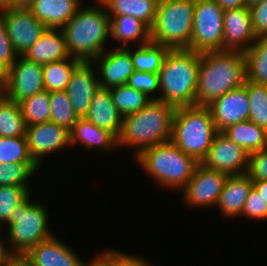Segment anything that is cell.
Masks as SVG:
<instances>
[{
  "label": "cell",
  "mask_w": 267,
  "mask_h": 266,
  "mask_svg": "<svg viewBox=\"0 0 267 266\" xmlns=\"http://www.w3.org/2000/svg\"><path fill=\"white\" fill-rule=\"evenodd\" d=\"M246 58L241 51L201 53L196 87V105L207 107L225 93L244 85Z\"/></svg>",
  "instance_id": "6da1fadb"
},
{
  "label": "cell",
  "mask_w": 267,
  "mask_h": 266,
  "mask_svg": "<svg viewBox=\"0 0 267 266\" xmlns=\"http://www.w3.org/2000/svg\"><path fill=\"white\" fill-rule=\"evenodd\" d=\"M176 107L152 99L145 107L122 117L119 147L135 148L134 157L157 144L171 140L172 121Z\"/></svg>",
  "instance_id": "7a4b0ae2"
},
{
  "label": "cell",
  "mask_w": 267,
  "mask_h": 266,
  "mask_svg": "<svg viewBox=\"0 0 267 266\" xmlns=\"http://www.w3.org/2000/svg\"><path fill=\"white\" fill-rule=\"evenodd\" d=\"M95 4L80 7L61 28L69 56L82 62H92L108 49L105 47L110 38V16L99 0Z\"/></svg>",
  "instance_id": "3957f363"
},
{
  "label": "cell",
  "mask_w": 267,
  "mask_h": 266,
  "mask_svg": "<svg viewBox=\"0 0 267 266\" xmlns=\"http://www.w3.org/2000/svg\"><path fill=\"white\" fill-rule=\"evenodd\" d=\"M201 53L188 50H169L159 76V100L175 107L196 105Z\"/></svg>",
  "instance_id": "277c9868"
},
{
  "label": "cell",
  "mask_w": 267,
  "mask_h": 266,
  "mask_svg": "<svg viewBox=\"0 0 267 266\" xmlns=\"http://www.w3.org/2000/svg\"><path fill=\"white\" fill-rule=\"evenodd\" d=\"M134 160L155 184L180 192L200 164L195 158L182 152L171 140L142 151Z\"/></svg>",
  "instance_id": "5b68a950"
},
{
  "label": "cell",
  "mask_w": 267,
  "mask_h": 266,
  "mask_svg": "<svg viewBox=\"0 0 267 266\" xmlns=\"http://www.w3.org/2000/svg\"><path fill=\"white\" fill-rule=\"evenodd\" d=\"M217 133L208 107L197 105L176 107L171 141L186 155L201 163Z\"/></svg>",
  "instance_id": "8992f818"
},
{
  "label": "cell",
  "mask_w": 267,
  "mask_h": 266,
  "mask_svg": "<svg viewBox=\"0 0 267 266\" xmlns=\"http://www.w3.org/2000/svg\"><path fill=\"white\" fill-rule=\"evenodd\" d=\"M196 0H159L150 40L170 50L188 49L191 44Z\"/></svg>",
  "instance_id": "52a82bcc"
},
{
  "label": "cell",
  "mask_w": 267,
  "mask_h": 266,
  "mask_svg": "<svg viewBox=\"0 0 267 266\" xmlns=\"http://www.w3.org/2000/svg\"><path fill=\"white\" fill-rule=\"evenodd\" d=\"M45 207L29 197L11 213L4 225H8L5 242H8L7 247L12 254H26L32 247L54 235L48 227L49 212Z\"/></svg>",
  "instance_id": "ba28073f"
},
{
  "label": "cell",
  "mask_w": 267,
  "mask_h": 266,
  "mask_svg": "<svg viewBox=\"0 0 267 266\" xmlns=\"http://www.w3.org/2000/svg\"><path fill=\"white\" fill-rule=\"evenodd\" d=\"M223 12L214 0H196L189 50L198 53L223 50Z\"/></svg>",
  "instance_id": "9c48e42d"
},
{
  "label": "cell",
  "mask_w": 267,
  "mask_h": 266,
  "mask_svg": "<svg viewBox=\"0 0 267 266\" xmlns=\"http://www.w3.org/2000/svg\"><path fill=\"white\" fill-rule=\"evenodd\" d=\"M3 95L19 103L45 91L43 65L18 55L10 70L0 79Z\"/></svg>",
  "instance_id": "30bf717a"
},
{
  "label": "cell",
  "mask_w": 267,
  "mask_h": 266,
  "mask_svg": "<svg viewBox=\"0 0 267 266\" xmlns=\"http://www.w3.org/2000/svg\"><path fill=\"white\" fill-rule=\"evenodd\" d=\"M0 16L18 55H23L47 29L27 7L0 8Z\"/></svg>",
  "instance_id": "8fae6325"
},
{
  "label": "cell",
  "mask_w": 267,
  "mask_h": 266,
  "mask_svg": "<svg viewBox=\"0 0 267 266\" xmlns=\"http://www.w3.org/2000/svg\"><path fill=\"white\" fill-rule=\"evenodd\" d=\"M228 174L205 168L199 164L192 178L182 189L183 202L191 207H216Z\"/></svg>",
  "instance_id": "7c38bea8"
},
{
  "label": "cell",
  "mask_w": 267,
  "mask_h": 266,
  "mask_svg": "<svg viewBox=\"0 0 267 266\" xmlns=\"http://www.w3.org/2000/svg\"><path fill=\"white\" fill-rule=\"evenodd\" d=\"M249 153L231 141L223 132H218L207 155L201 161L205 168L232 175L247 173Z\"/></svg>",
  "instance_id": "4fadbf2b"
},
{
  "label": "cell",
  "mask_w": 267,
  "mask_h": 266,
  "mask_svg": "<svg viewBox=\"0 0 267 266\" xmlns=\"http://www.w3.org/2000/svg\"><path fill=\"white\" fill-rule=\"evenodd\" d=\"M26 139L30 157L39 167L45 160L44 156L71 147L69 130L53 122L27 126Z\"/></svg>",
  "instance_id": "5bb4252c"
},
{
  "label": "cell",
  "mask_w": 267,
  "mask_h": 266,
  "mask_svg": "<svg viewBox=\"0 0 267 266\" xmlns=\"http://www.w3.org/2000/svg\"><path fill=\"white\" fill-rule=\"evenodd\" d=\"M92 63L99 72V85L102 89L127 84L129 77L135 71L131 57V46L107 49Z\"/></svg>",
  "instance_id": "9a60e30c"
},
{
  "label": "cell",
  "mask_w": 267,
  "mask_h": 266,
  "mask_svg": "<svg viewBox=\"0 0 267 266\" xmlns=\"http://www.w3.org/2000/svg\"><path fill=\"white\" fill-rule=\"evenodd\" d=\"M92 62H81L74 70L66 92L78 118L88 113L95 93L100 89L98 72Z\"/></svg>",
  "instance_id": "2e32d148"
},
{
  "label": "cell",
  "mask_w": 267,
  "mask_h": 266,
  "mask_svg": "<svg viewBox=\"0 0 267 266\" xmlns=\"http://www.w3.org/2000/svg\"><path fill=\"white\" fill-rule=\"evenodd\" d=\"M218 132L229 126L249 120V96L243 85L222 95L207 106Z\"/></svg>",
  "instance_id": "e0dca14e"
},
{
  "label": "cell",
  "mask_w": 267,
  "mask_h": 266,
  "mask_svg": "<svg viewBox=\"0 0 267 266\" xmlns=\"http://www.w3.org/2000/svg\"><path fill=\"white\" fill-rule=\"evenodd\" d=\"M223 26V50L245 52L257 39L249 6L225 10Z\"/></svg>",
  "instance_id": "ac0fdd59"
},
{
  "label": "cell",
  "mask_w": 267,
  "mask_h": 266,
  "mask_svg": "<svg viewBox=\"0 0 267 266\" xmlns=\"http://www.w3.org/2000/svg\"><path fill=\"white\" fill-rule=\"evenodd\" d=\"M53 235L32 247L25 255L36 266H83V260L73 249ZM69 246V247H68Z\"/></svg>",
  "instance_id": "d6986e66"
},
{
  "label": "cell",
  "mask_w": 267,
  "mask_h": 266,
  "mask_svg": "<svg viewBox=\"0 0 267 266\" xmlns=\"http://www.w3.org/2000/svg\"><path fill=\"white\" fill-rule=\"evenodd\" d=\"M81 0H34L27 8L47 28L61 29L82 6Z\"/></svg>",
  "instance_id": "ffe728a7"
},
{
  "label": "cell",
  "mask_w": 267,
  "mask_h": 266,
  "mask_svg": "<svg viewBox=\"0 0 267 266\" xmlns=\"http://www.w3.org/2000/svg\"><path fill=\"white\" fill-rule=\"evenodd\" d=\"M253 187V181L247 174L228 176L217 209L226 218L241 217L244 203Z\"/></svg>",
  "instance_id": "44dd1931"
},
{
  "label": "cell",
  "mask_w": 267,
  "mask_h": 266,
  "mask_svg": "<svg viewBox=\"0 0 267 266\" xmlns=\"http://www.w3.org/2000/svg\"><path fill=\"white\" fill-rule=\"evenodd\" d=\"M22 56L42 65L68 59L70 56L63 31L61 29L47 28Z\"/></svg>",
  "instance_id": "7402d4cb"
},
{
  "label": "cell",
  "mask_w": 267,
  "mask_h": 266,
  "mask_svg": "<svg viewBox=\"0 0 267 266\" xmlns=\"http://www.w3.org/2000/svg\"><path fill=\"white\" fill-rule=\"evenodd\" d=\"M69 135L71 147L82 144L86 150L95 148L104 152L118 148L117 138L111 132L97 127L85 117L78 118Z\"/></svg>",
  "instance_id": "603a6c76"
},
{
  "label": "cell",
  "mask_w": 267,
  "mask_h": 266,
  "mask_svg": "<svg viewBox=\"0 0 267 266\" xmlns=\"http://www.w3.org/2000/svg\"><path fill=\"white\" fill-rule=\"evenodd\" d=\"M86 119L97 127L111 132L118 138L122 127V116L115 107L109 89L100 88L94 95Z\"/></svg>",
  "instance_id": "cb8c5ba5"
},
{
  "label": "cell",
  "mask_w": 267,
  "mask_h": 266,
  "mask_svg": "<svg viewBox=\"0 0 267 266\" xmlns=\"http://www.w3.org/2000/svg\"><path fill=\"white\" fill-rule=\"evenodd\" d=\"M110 25V38L119 42V47L132 46L131 42L136 46H141L151 41L150 29L135 17L110 16Z\"/></svg>",
  "instance_id": "d4e9b609"
},
{
  "label": "cell",
  "mask_w": 267,
  "mask_h": 266,
  "mask_svg": "<svg viewBox=\"0 0 267 266\" xmlns=\"http://www.w3.org/2000/svg\"><path fill=\"white\" fill-rule=\"evenodd\" d=\"M109 16H132L149 29L154 25L159 0H99Z\"/></svg>",
  "instance_id": "484cf974"
},
{
  "label": "cell",
  "mask_w": 267,
  "mask_h": 266,
  "mask_svg": "<svg viewBox=\"0 0 267 266\" xmlns=\"http://www.w3.org/2000/svg\"><path fill=\"white\" fill-rule=\"evenodd\" d=\"M223 133L249 154L267 147V130L250 120L231 125Z\"/></svg>",
  "instance_id": "4316f807"
},
{
  "label": "cell",
  "mask_w": 267,
  "mask_h": 266,
  "mask_svg": "<svg viewBox=\"0 0 267 266\" xmlns=\"http://www.w3.org/2000/svg\"><path fill=\"white\" fill-rule=\"evenodd\" d=\"M170 49L168 47L149 42L145 45L131 47V57L135 71L158 74L163 60Z\"/></svg>",
  "instance_id": "83f0119b"
},
{
  "label": "cell",
  "mask_w": 267,
  "mask_h": 266,
  "mask_svg": "<svg viewBox=\"0 0 267 266\" xmlns=\"http://www.w3.org/2000/svg\"><path fill=\"white\" fill-rule=\"evenodd\" d=\"M82 61L69 57L65 60L50 62L43 65V77L45 91L66 90L73 70Z\"/></svg>",
  "instance_id": "f1b7e54d"
},
{
  "label": "cell",
  "mask_w": 267,
  "mask_h": 266,
  "mask_svg": "<svg viewBox=\"0 0 267 266\" xmlns=\"http://www.w3.org/2000/svg\"><path fill=\"white\" fill-rule=\"evenodd\" d=\"M246 79L267 85V37H259L244 52Z\"/></svg>",
  "instance_id": "f546056e"
},
{
  "label": "cell",
  "mask_w": 267,
  "mask_h": 266,
  "mask_svg": "<svg viewBox=\"0 0 267 266\" xmlns=\"http://www.w3.org/2000/svg\"><path fill=\"white\" fill-rule=\"evenodd\" d=\"M26 128L20 104L3 95L0 98V137L26 136Z\"/></svg>",
  "instance_id": "4dcf8cb0"
},
{
  "label": "cell",
  "mask_w": 267,
  "mask_h": 266,
  "mask_svg": "<svg viewBox=\"0 0 267 266\" xmlns=\"http://www.w3.org/2000/svg\"><path fill=\"white\" fill-rule=\"evenodd\" d=\"M115 107L122 117L136 113L145 107L152 98L128 84L109 88Z\"/></svg>",
  "instance_id": "1f68e13d"
},
{
  "label": "cell",
  "mask_w": 267,
  "mask_h": 266,
  "mask_svg": "<svg viewBox=\"0 0 267 266\" xmlns=\"http://www.w3.org/2000/svg\"><path fill=\"white\" fill-rule=\"evenodd\" d=\"M26 126L50 122L49 92L43 91L19 102Z\"/></svg>",
  "instance_id": "d6a6232c"
},
{
  "label": "cell",
  "mask_w": 267,
  "mask_h": 266,
  "mask_svg": "<svg viewBox=\"0 0 267 266\" xmlns=\"http://www.w3.org/2000/svg\"><path fill=\"white\" fill-rule=\"evenodd\" d=\"M249 96V120L267 130V85L245 80Z\"/></svg>",
  "instance_id": "836d02e7"
},
{
  "label": "cell",
  "mask_w": 267,
  "mask_h": 266,
  "mask_svg": "<svg viewBox=\"0 0 267 266\" xmlns=\"http://www.w3.org/2000/svg\"><path fill=\"white\" fill-rule=\"evenodd\" d=\"M49 98L51 106L50 122L70 131L77 122L78 117L73 111L66 90L49 92Z\"/></svg>",
  "instance_id": "e575fe53"
},
{
  "label": "cell",
  "mask_w": 267,
  "mask_h": 266,
  "mask_svg": "<svg viewBox=\"0 0 267 266\" xmlns=\"http://www.w3.org/2000/svg\"><path fill=\"white\" fill-rule=\"evenodd\" d=\"M38 169L36 163H0V186H23L31 191L27 180Z\"/></svg>",
  "instance_id": "d590c367"
},
{
  "label": "cell",
  "mask_w": 267,
  "mask_h": 266,
  "mask_svg": "<svg viewBox=\"0 0 267 266\" xmlns=\"http://www.w3.org/2000/svg\"><path fill=\"white\" fill-rule=\"evenodd\" d=\"M0 163H35L30 157L26 136L0 137Z\"/></svg>",
  "instance_id": "8d00e7d4"
},
{
  "label": "cell",
  "mask_w": 267,
  "mask_h": 266,
  "mask_svg": "<svg viewBox=\"0 0 267 266\" xmlns=\"http://www.w3.org/2000/svg\"><path fill=\"white\" fill-rule=\"evenodd\" d=\"M30 196L31 192L26 187L0 186V229L9 220L11 213Z\"/></svg>",
  "instance_id": "74e56055"
},
{
  "label": "cell",
  "mask_w": 267,
  "mask_h": 266,
  "mask_svg": "<svg viewBox=\"0 0 267 266\" xmlns=\"http://www.w3.org/2000/svg\"><path fill=\"white\" fill-rule=\"evenodd\" d=\"M127 84L136 90L142 91L149 98L152 97V99L159 100L160 85L158 74L134 71V73L129 77Z\"/></svg>",
  "instance_id": "f35d334b"
},
{
  "label": "cell",
  "mask_w": 267,
  "mask_h": 266,
  "mask_svg": "<svg viewBox=\"0 0 267 266\" xmlns=\"http://www.w3.org/2000/svg\"><path fill=\"white\" fill-rule=\"evenodd\" d=\"M18 54L13 49L5 22L0 16V79L10 70Z\"/></svg>",
  "instance_id": "ab89813d"
},
{
  "label": "cell",
  "mask_w": 267,
  "mask_h": 266,
  "mask_svg": "<svg viewBox=\"0 0 267 266\" xmlns=\"http://www.w3.org/2000/svg\"><path fill=\"white\" fill-rule=\"evenodd\" d=\"M241 216H245L250 220L264 221L267 219V203L254 187H252L244 203Z\"/></svg>",
  "instance_id": "60d3db41"
},
{
  "label": "cell",
  "mask_w": 267,
  "mask_h": 266,
  "mask_svg": "<svg viewBox=\"0 0 267 266\" xmlns=\"http://www.w3.org/2000/svg\"><path fill=\"white\" fill-rule=\"evenodd\" d=\"M246 174L252 181L267 180V147L249 154Z\"/></svg>",
  "instance_id": "b9f144b4"
},
{
  "label": "cell",
  "mask_w": 267,
  "mask_h": 266,
  "mask_svg": "<svg viewBox=\"0 0 267 266\" xmlns=\"http://www.w3.org/2000/svg\"><path fill=\"white\" fill-rule=\"evenodd\" d=\"M252 27L257 38L267 37V0L249 6Z\"/></svg>",
  "instance_id": "7bdbcfd3"
},
{
  "label": "cell",
  "mask_w": 267,
  "mask_h": 266,
  "mask_svg": "<svg viewBox=\"0 0 267 266\" xmlns=\"http://www.w3.org/2000/svg\"><path fill=\"white\" fill-rule=\"evenodd\" d=\"M114 266H152L142 256L127 254L114 250ZM154 266V265H153Z\"/></svg>",
  "instance_id": "ee69618b"
},
{
  "label": "cell",
  "mask_w": 267,
  "mask_h": 266,
  "mask_svg": "<svg viewBox=\"0 0 267 266\" xmlns=\"http://www.w3.org/2000/svg\"><path fill=\"white\" fill-rule=\"evenodd\" d=\"M101 253L97 254L90 263L84 262L83 266H114V249L104 250Z\"/></svg>",
  "instance_id": "f6af8a7d"
},
{
  "label": "cell",
  "mask_w": 267,
  "mask_h": 266,
  "mask_svg": "<svg viewBox=\"0 0 267 266\" xmlns=\"http://www.w3.org/2000/svg\"><path fill=\"white\" fill-rule=\"evenodd\" d=\"M7 266H36L25 254H12Z\"/></svg>",
  "instance_id": "bcb514c9"
},
{
  "label": "cell",
  "mask_w": 267,
  "mask_h": 266,
  "mask_svg": "<svg viewBox=\"0 0 267 266\" xmlns=\"http://www.w3.org/2000/svg\"><path fill=\"white\" fill-rule=\"evenodd\" d=\"M224 11L229 9H237L247 7V0H214Z\"/></svg>",
  "instance_id": "7dc6e473"
},
{
  "label": "cell",
  "mask_w": 267,
  "mask_h": 266,
  "mask_svg": "<svg viewBox=\"0 0 267 266\" xmlns=\"http://www.w3.org/2000/svg\"><path fill=\"white\" fill-rule=\"evenodd\" d=\"M34 0H0V8L4 7H27Z\"/></svg>",
  "instance_id": "c3c4849f"
},
{
  "label": "cell",
  "mask_w": 267,
  "mask_h": 266,
  "mask_svg": "<svg viewBox=\"0 0 267 266\" xmlns=\"http://www.w3.org/2000/svg\"><path fill=\"white\" fill-rule=\"evenodd\" d=\"M4 243V240L0 242V266H7L9 257L12 255L6 243Z\"/></svg>",
  "instance_id": "681fc988"
},
{
  "label": "cell",
  "mask_w": 267,
  "mask_h": 266,
  "mask_svg": "<svg viewBox=\"0 0 267 266\" xmlns=\"http://www.w3.org/2000/svg\"><path fill=\"white\" fill-rule=\"evenodd\" d=\"M253 187L257 190L260 196L267 203V180H257L253 181Z\"/></svg>",
  "instance_id": "f907efd6"
},
{
  "label": "cell",
  "mask_w": 267,
  "mask_h": 266,
  "mask_svg": "<svg viewBox=\"0 0 267 266\" xmlns=\"http://www.w3.org/2000/svg\"><path fill=\"white\" fill-rule=\"evenodd\" d=\"M248 1V6L256 3V2H259V1H262V0H247Z\"/></svg>",
  "instance_id": "816d5d0a"
},
{
  "label": "cell",
  "mask_w": 267,
  "mask_h": 266,
  "mask_svg": "<svg viewBox=\"0 0 267 266\" xmlns=\"http://www.w3.org/2000/svg\"><path fill=\"white\" fill-rule=\"evenodd\" d=\"M3 96V91H2V87H1V84H0V98Z\"/></svg>",
  "instance_id": "f5cc1de1"
},
{
  "label": "cell",
  "mask_w": 267,
  "mask_h": 266,
  "mask_svg": "<svg viewBox=\"0 0 267 266\" xmlns=\"http://www.w3.org/2000/svg\"><path fill=\"white\" fill-rule=\"evenodd\" d=\"M1 231H2V230L0 229V234H1ZM1 238H2V237H1V235H0V242L3 240V239H1Z\"/></svg>",
  "instance_id": "db71d44e"
}]
</instances>
